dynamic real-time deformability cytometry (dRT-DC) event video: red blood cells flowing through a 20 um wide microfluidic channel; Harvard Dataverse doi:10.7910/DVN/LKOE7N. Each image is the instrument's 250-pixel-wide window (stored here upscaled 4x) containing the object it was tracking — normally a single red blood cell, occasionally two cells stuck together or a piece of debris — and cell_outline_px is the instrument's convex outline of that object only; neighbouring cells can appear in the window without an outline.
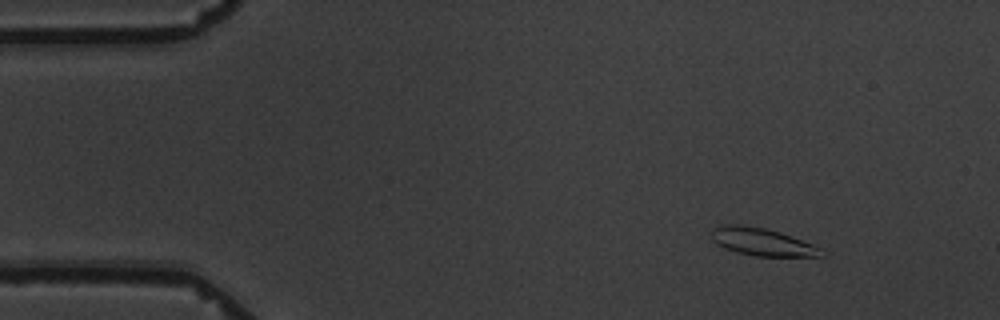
{"species": "common noctule bat (a hibernating species)", "species_latin": "Nyctalus noctula", "temperature_condition": "warm", "stored_images_in_passage": 4, "camera_frame_rate_fps": 3000, "um_per_image_px": 0.085, "animal": {"sex": "male", "body_mass_g": 19.5, "forearm_length_mm": 54.6}, "frame": {"image": 1, "passage_image": 1, "time_ms": 0.0, "image_size_px": [1000, 320], "cell_outline_px": [[828, 252], [824, 256], [756, 256], [736, 252], [724, 248], [716, 244], [712, 240], [708, 232], [712, 228], [724, 224], [736, 224], [764, 228], [780, 232], [812, 244]], "centroid_in_image_um": [64.73, 20.56], "position_along_channel_um": 20.3, "area_um2": 17.86}}